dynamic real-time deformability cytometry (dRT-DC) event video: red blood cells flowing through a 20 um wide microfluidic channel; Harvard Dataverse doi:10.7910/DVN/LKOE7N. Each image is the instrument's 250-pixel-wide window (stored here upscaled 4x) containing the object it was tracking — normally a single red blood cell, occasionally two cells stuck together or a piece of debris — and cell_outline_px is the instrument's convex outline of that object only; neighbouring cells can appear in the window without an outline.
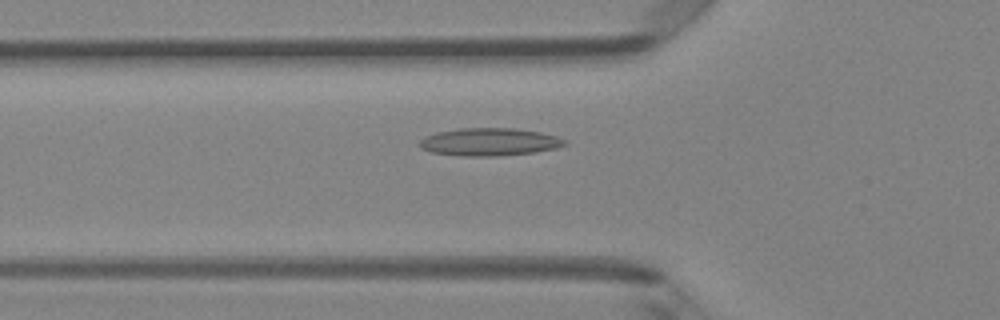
{"species": "Egyptian fruit bat (a non-hibernating species)", "species_latin": "Rousettus aegyptiacus", "temperature_condition": "room temperature", "stored_images_in_passage": 49, "camera_frame_rate_fps": 3000, "um_per_image_px": 0.085, "animal": {"sex": "female"}, "frame": {"image": 1, "passage_image": 17, "time_ms": 5.333, "image_size_px": [1000, 320], "cell_outline_px": [[568, 144], [556, 148], [536, 152], [496, 156], [460, 156], [432, 152], [420, 148], [420, 140], [424, 136], [436, 132], [460, 128], [516, 128], [540, 132], [556, 136], [568, 140]], "centroid_in_image_um": [41.62, 12.06], "position_along_channel_um": 84.2, "area_um2": 23.64}}
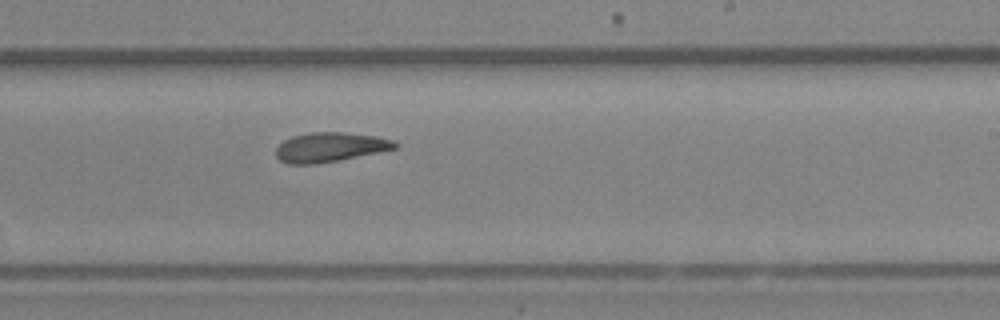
{"frame": {"image": 2, "passage_image": 30, "time_ms": 9.667, "image_size_px": [1000, 320], "cell_outline_px": [[400, 144], [396, 148], [316, 164], [288, 164], [280, 160], [276, 156], [276, 148], [284, 140], [292, 136], [312, 132], [344, 132], [376, 136], [392, 140]], "centroid_in_image_um": [28.02, 12.5], "position_along_channel_um": 261.0, "area_um2": 20.17}}
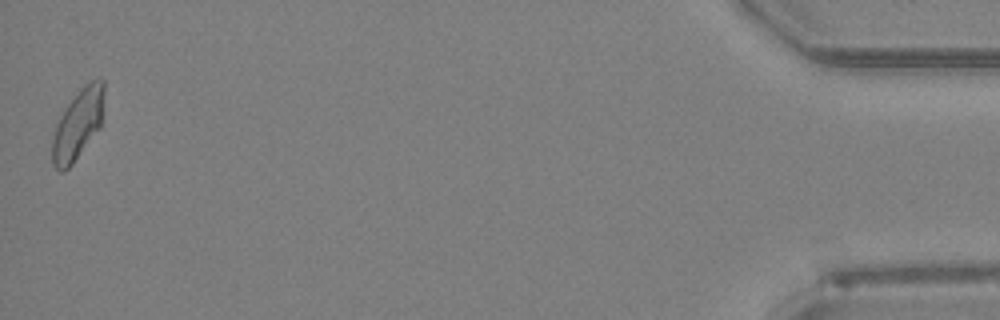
{"frame": {"image": 3, "passage_image": 49, "time_ms": 16.0, "image_size_px": [1000, 320], "cell_outline_px": [[104, 92], [100, 128], [72, 164], [64, 172], [60, 172], [52, 164], [52, 140], [56, 124], [60, 116], [68, 104], [80, 88], [84, 84], [92, 80], [104, 80]], "centroid_in_image_um": [6.61, 10.59], "position_along_channel_um": 428.6, "area_um2": 20.98}, "authors_computed_cell_mechanics": {"area_um2": 21.097, "velocity_mm_per_s": 4.0879, "shape_relaxation_time_tau1_ms": null, "shape_relaxation_time_tau2_ms": 6.4233, "deformation_change_tau1": null, "deformation_change_tau2": 0.1452}}